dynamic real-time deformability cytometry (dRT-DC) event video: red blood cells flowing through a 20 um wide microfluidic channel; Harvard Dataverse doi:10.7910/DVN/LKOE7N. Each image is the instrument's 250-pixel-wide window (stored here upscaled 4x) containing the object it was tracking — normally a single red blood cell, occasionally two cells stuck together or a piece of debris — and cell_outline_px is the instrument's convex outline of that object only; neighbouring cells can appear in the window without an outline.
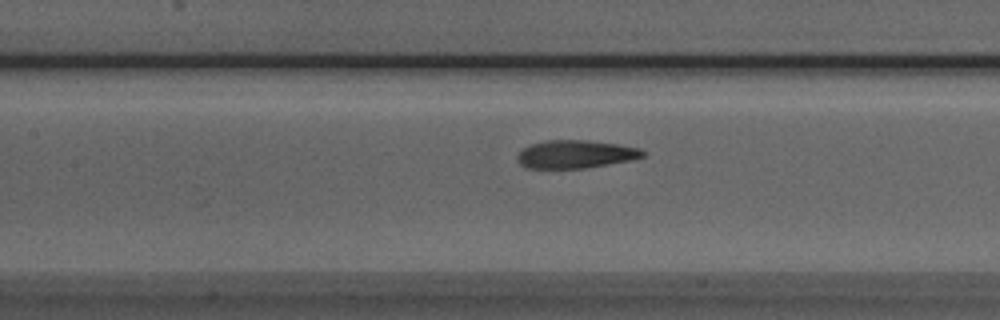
{"species": "Egyptian fruit bat (a non-hibernating species)", "species_latin": "Rousettus aegyptiacus", "temperature_condition": "room temperature", "stored_images_in_passage": 40, "camera_frame_rate_fps": 3000, "um_per_image_px": 0.085, "animal": {"sex": "male"}, "frame": {"image": 1, "passage_image": 12, "time_ms": 3.667, "image_size_px": [1000, 320], "cell_outline_px": [[648, 152], [644, 156], [632, 160], [584, 168], [528, 168], [520, 164], [516, 156], [524, 148], [532, 144], [548, 140], [588, 140], [616, 144], [640, 148]], "centroid_in_image_um": [48.96, 13.11], "position_along_channel_um": 158.4, "area_um2": 20.4}}
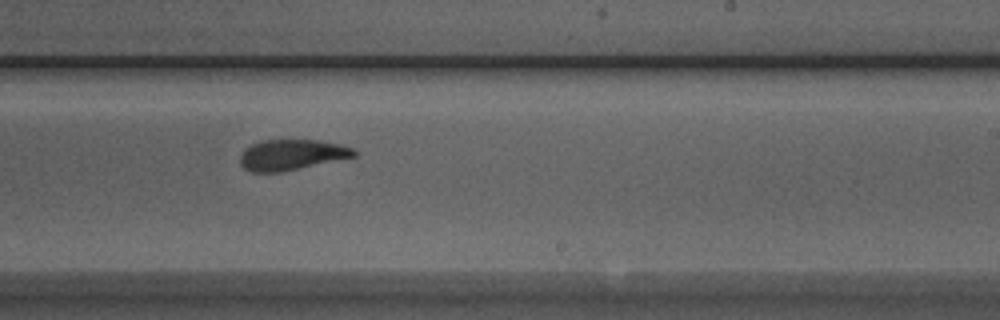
{"frame": {"image": 2, "passage_image": 20, "time_ms": 6.333, "image_size_px": [1000, 320], "cell_outline_px": [[356, 156], [280, 172], [252, 172], [244, 168], [240, 164], [240, 156], [244, 148], [252, 144], [264, 140], [320, 140], [340, 144], [352, 148], [356, 152]], "centroid_in_image_um": [24.76, 13.15], "position_along_channel_um": 264.2, "area_um2": 20.17}}
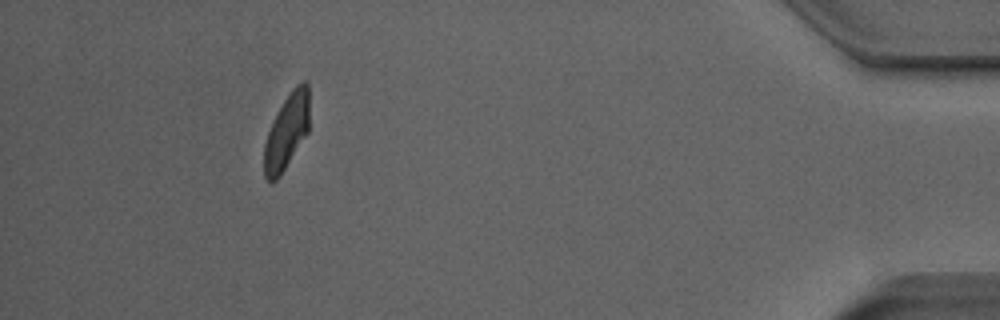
{"frame": {"image": 3, "passage_image": 36, "time_ms": 11.667, "image_size_px": [1000, 320], "cell_outline_px": [[308, 132], [280, 176], [276, 180], [268, 180], [264, 176], [264, 144], [268, 132], [284, 100], [292, 88], [296, 84], [304, 80], [308, 84]], "centroid_in_image_um": [24.37, 11.18], "position_along_channel_um": 410.8, "area_um2": 19.42}, "authors_computed_cell_mechanics": {"area_um2": 20.9814, "velocity_mm_per_s": 3.9851, "shape_relaxation_time_tau1_ms": 4.1341, "shape_relaxation_time_tau2_ms": 1.2241, "deformation_change_tau1": 0.1782, "deformation_change_tau2": 0.0904}}